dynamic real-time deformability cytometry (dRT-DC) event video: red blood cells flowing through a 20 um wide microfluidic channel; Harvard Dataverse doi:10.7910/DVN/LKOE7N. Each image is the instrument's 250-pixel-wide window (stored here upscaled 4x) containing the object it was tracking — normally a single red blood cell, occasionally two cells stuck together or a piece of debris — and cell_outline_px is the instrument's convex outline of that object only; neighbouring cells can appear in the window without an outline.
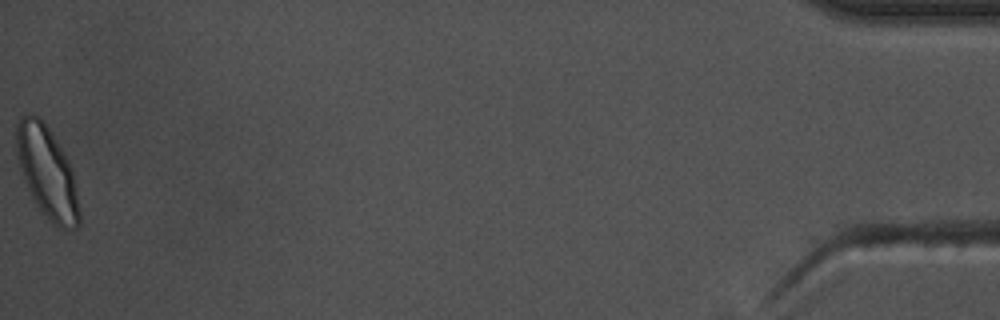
{"species": "common noctule bat (a hibernating species)", "species_latin": "Nyctalus noctula", "temperature_condition": "warm", "stored_images_in_passage": 50, "camera_frame_rate_fps": 3000, "um_per_image_px": 0.085, "animal": {"sex": "male", "body_mass_g": 17.5, "forearm_length_mm": 52.3}, "frame": {"image": 1, "passage_image": 50, "time_ms": 16.333, "image_size_px": [1000, 320], "cell_outline_px": [[80, 224], [76, 228], [60, 228], [52, 224], [36, 204], [24, 180], [20, 168], [16, 152], [16, 124], [20, 116], [32, 112], [48, 128], [64, 152], [72, 168], [80, 212]], "centroid_in_image_um": [4.0, 14.65], "position_along_channel_um": 431.2, "area_um2": 33.35}, "authors_computed_cell_mechanics": {"area_um2": 22.3686, "velocity_mm_per_s": 3.7403, "shape_relaxation_time_tau1_ms": 3.2144, "shape_relaxation_time_tau2_ms": 0.8046, "deformation_change_tau1": 0.1172, "deformation_change_tau2": 0.0446}}